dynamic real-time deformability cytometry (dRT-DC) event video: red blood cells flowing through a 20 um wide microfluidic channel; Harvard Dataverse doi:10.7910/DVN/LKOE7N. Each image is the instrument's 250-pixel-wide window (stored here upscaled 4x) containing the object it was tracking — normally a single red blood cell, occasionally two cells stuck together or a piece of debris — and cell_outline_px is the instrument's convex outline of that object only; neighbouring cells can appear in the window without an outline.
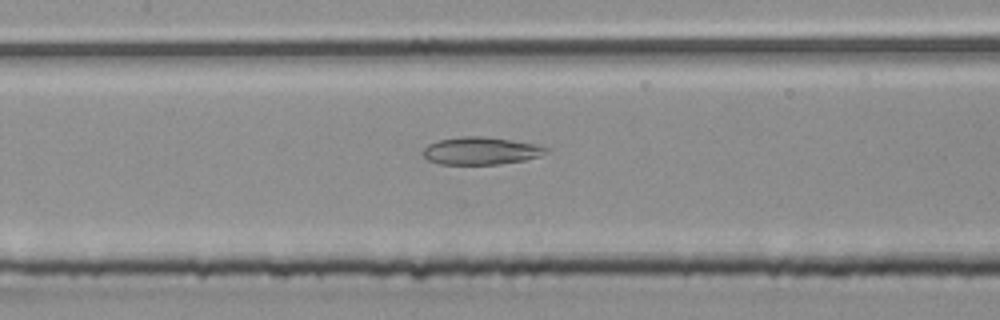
{"species": "common noctule bat (a hibernating species)", "species_latin": "Nyctalus noctula", "temperature_condition": "room temperature", "stored_images_in_passage": 39, "camera_frame_rate_fps": 3000, "um_per_image_px": 0.085, "animal": {"sex": "male", "body_mass_g": 20.4}, "frame": {"image": 1, "passage_image": 17, "time_ms": 5.333, "image_size_px": [1000, 320], "cell_outline_px": [[548, 152], [540, 156], [524, 160], [500, 164], [440, 164], [428, 160], [424, 156], [424, 148], [428, 144], [436, 140], [460, 136], [484, 136], [512, 140], [532, 144], [548, 148]], "centroid_in_image_um": [40.84, 12.81], "position_along_channel_um": 166.6, "area_um2": 19.71}}
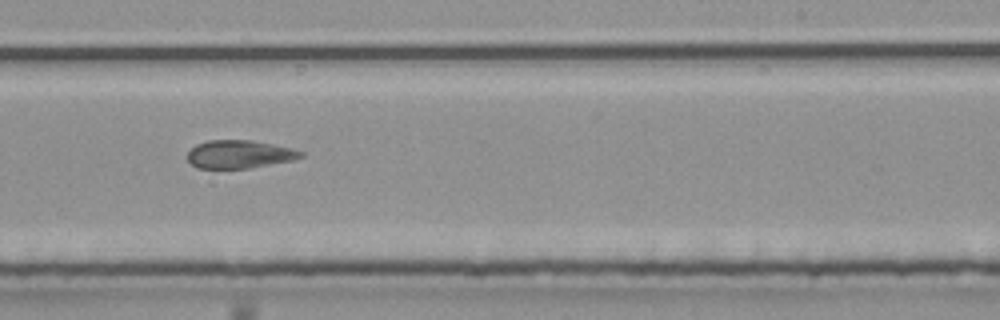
{"frame": {"image": 2, "passage_image": 25, "time_ms": 8.0, "image_size_px": [1000, 320], "cell_outline_px": [[304, 156], [292, 160], [248, 168], [196, 168], [188, 164], [188, 152], [196, 144], [208, 140], [252, 140], [292, 148], [304, 152]], "centroid_in_image_um": [20.32, 13.11], "position_along_channel_um": 268.7, "area_um2": 18.55}}
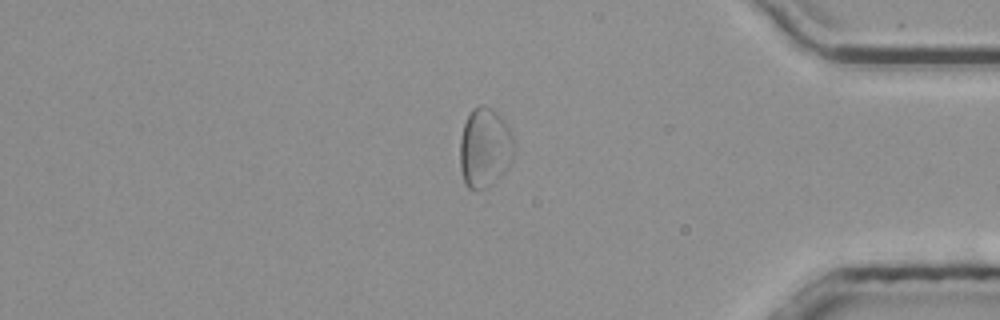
{"frame": {"image": 3, "passage_image": 37, "time_ms": 12.0, "image_size_px": [1000, 320], "cell_outline_px": [[516, 140], [512, 160], [508, 168], [496, 180], [484, 188], [468, 188], [464, 184], [460, 168], [460, 140], [464, 124], [472, 108], [480, 104], [484, 104], [492, 108], [508, 124]], "centroid_in_image_um": [41.23, 12.52], "position_along_channel_um": 394.0, "area_um2": 25.49}}